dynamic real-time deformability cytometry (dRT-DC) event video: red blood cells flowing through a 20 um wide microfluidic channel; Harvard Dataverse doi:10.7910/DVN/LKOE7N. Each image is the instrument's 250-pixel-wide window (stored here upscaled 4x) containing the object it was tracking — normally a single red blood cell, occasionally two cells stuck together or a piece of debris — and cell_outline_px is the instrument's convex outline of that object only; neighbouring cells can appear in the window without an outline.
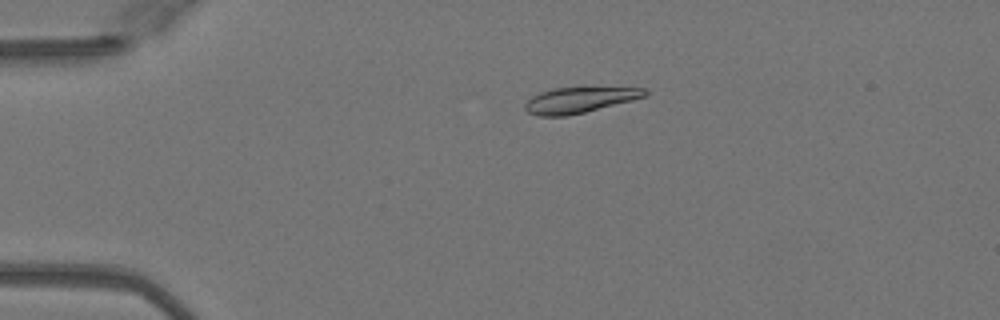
{"species": "Egyptian fruit bat (a non-hibernating species)", "species_latin": "Rousettus aegyptiacus", "temperature_condition": "warm", "stored_images_in_passage": 42, "camera_frame_rate_fps": 3000, "um_per_image_px": 0.085, "animal": {"sex": "female"}, "frame": {"image": 1, "passage_image": 3, "time_ms": 0.667, "image_size_px": [1000, 320], "cell_outline_px": [[648, 96], [568, 116], [536, 116], [528, 112], [524, 108], [524, 104], [532, 96], [540, 92], [552, 88], [648, 88]], "centroid_in_image_um": [49.23, 8.51], "position_along_channel_um": 35.8, "area_um2": 17.8}}
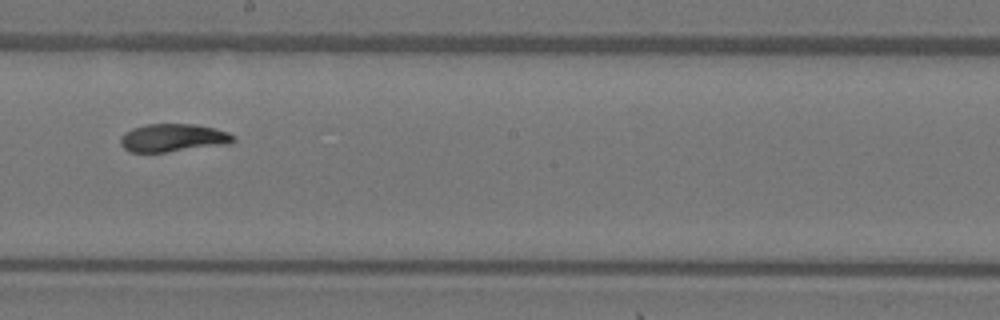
{"frame": {"image": 2, "passage_image": 21, "time_ms": 6.667, "image_size_px": [1000, 320], "cell_outline_px": [[236, 140], [228, 144], [164, 152], [128, 152], [120, 144], [120, 140], [124, 132], [132, 128], [144, 124], [192, 124], [212, 128], [228, 132], [236, 136]], "centroid_in_image_um": [14.68, 11.71], "position_along_channel_um": 233.5, "area_um2": 18.38}}
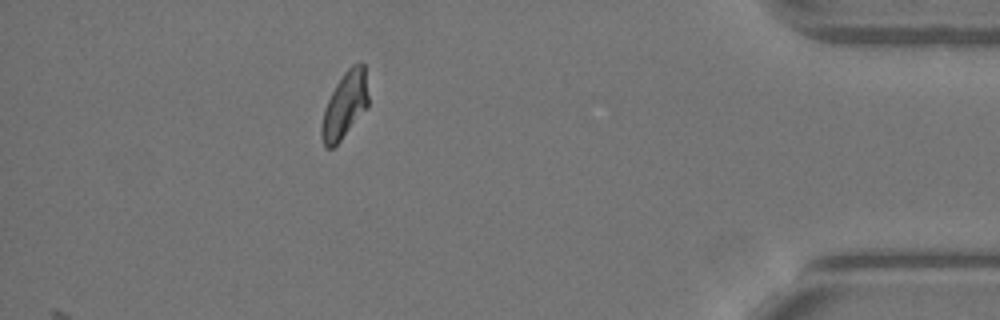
{"frame": {"image": 3, "passage_image": 37, "time_ms": 12.0, "image_size_px": [1000, 320], "cell_outline_px": [[368, 104], [340, 140], [332, 148], [324, 148], [320, 132], [320, 128], [324, 108], [336, 84], [344, 72], [352, 64], [360, 60], [364, 64], [368, 96]], "centroid_in_image_um": [29.28, 8.9], "position_along_channel_um": 405.9, "area_um2": 17.74}, "authors_computed_cell_mechanics": {"area_um2": 18.4382, "velocity_mm_per_s": 4.0704, "shape_relaxation_time_tau1_ms": 5.3765, "shape_relaxation_time_tau2_ms": 1.5941, "deformation_change_tau1": 0.1984, "deformation_change_tau2": 0.0569}}